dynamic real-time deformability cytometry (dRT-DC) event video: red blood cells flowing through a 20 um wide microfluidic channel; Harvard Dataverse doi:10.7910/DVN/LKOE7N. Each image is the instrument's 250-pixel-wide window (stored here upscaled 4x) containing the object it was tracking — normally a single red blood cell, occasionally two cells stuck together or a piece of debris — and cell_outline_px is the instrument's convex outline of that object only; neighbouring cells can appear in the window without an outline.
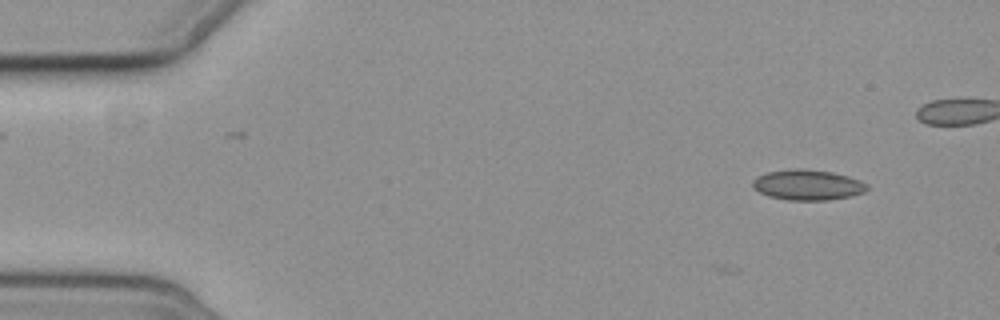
{"species": "common noctule bat (a hibernating species)", "species_latin": "Nyctalus noctula", "temperature_condition": "cold", "stored_images_in_passage": 2, "camera_frame_rate_fps": 3000, "um_per_image_px": 0.085, "animal": {"sex": "female", "body_mass_g": 19.3, "forearm_length_mm": 54.1}, "frame": {"image": 1, "passage_image": 2, "time_ms": 2.333, "image_size_px": [1000, 320], "cell_outline_px": [[868, 188], [864, 192], [852, 196], [828, 200], [788, 200], [768, 196], [752, 188], [752, 180], [756, 176], [768, 172], [796, 168], [832, 172], [848, 176], [860, 180], [868, 184]], "centroid_in_image_um": [68.64, 15.72], "position_along_channel_um": 16.4, "area_um2": 20.35}}